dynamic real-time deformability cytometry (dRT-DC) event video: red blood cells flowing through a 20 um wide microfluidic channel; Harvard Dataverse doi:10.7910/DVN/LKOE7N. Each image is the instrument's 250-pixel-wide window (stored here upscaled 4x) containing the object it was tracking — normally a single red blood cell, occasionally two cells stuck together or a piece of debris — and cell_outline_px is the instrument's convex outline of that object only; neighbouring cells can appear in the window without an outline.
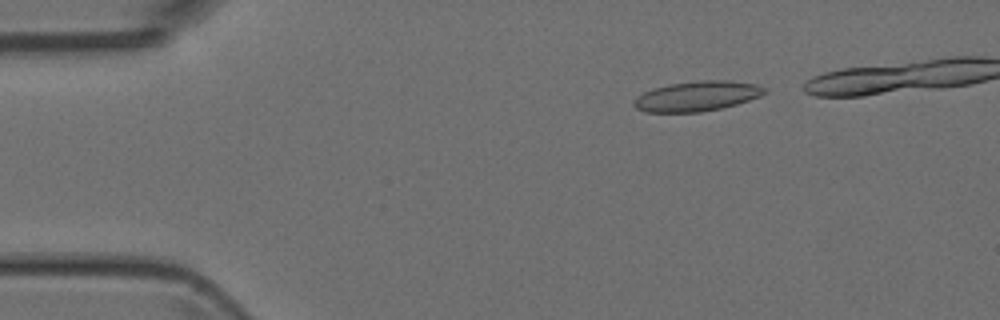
{"species": "Egyptian fruit bat (a non-hibernating species)", "species_latin": "Rousettus aegyptiacus", "temperature_condition": "room temperature", "stored_images_in_passage": 9, "camera_frame_rate_fps": 3000, "um_per_image_px": 0.085, "animal": {"sex": "female"}, "frame": {"image": 1, "passage_image": 3, "time_ms": 0.667, "image_size_px": [1000, 320], "cell_outline_px": [[768, 92], [760, 96], [736, 104], [720, 108], [700, 112], [644, 112], [636, 108], [632, 104], [632, 100], [636, 96], [652, 88], [668, 84], [696, 80], [732, 80], [756, 84], [768, 88]], "centroid_in_image_um": [59.23, 8.16], "position_along_channel_um": 25.8, "area_um2": 23.18}}